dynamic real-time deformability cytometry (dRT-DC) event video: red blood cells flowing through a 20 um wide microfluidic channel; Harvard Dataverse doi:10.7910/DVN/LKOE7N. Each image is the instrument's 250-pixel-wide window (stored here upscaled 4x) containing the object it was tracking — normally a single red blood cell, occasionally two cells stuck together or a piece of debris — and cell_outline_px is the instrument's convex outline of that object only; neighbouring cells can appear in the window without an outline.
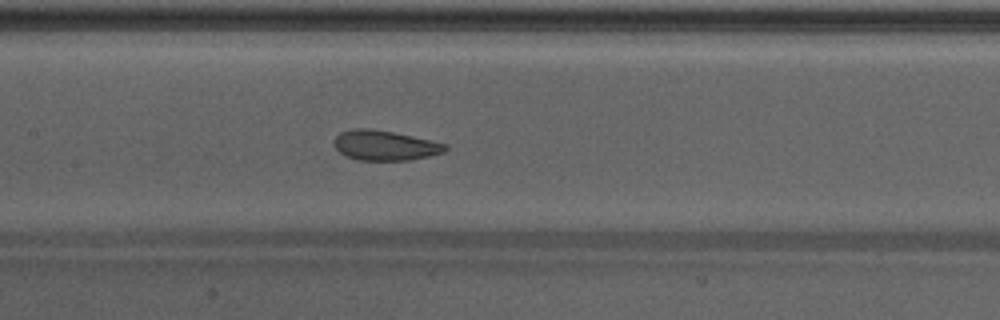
{"species": "Egyptian fruit bat (a non-hibernating species)", "species_latin": "Rousettus aegyptiacus", "temperature_condition": "warm", "stored_images_in_passage": 45, "camera_frame_rate_fps": 3000, "um_per_image_px": 0.085, "animal": {"sex": "male"}, "frame": {"image": 1, "passage_image": 20, "time_ms": 6.333, "image_size_px": [1000, 320], "cell_outline_px": [[448, 148], [444, 152], [412, 160], [356, 160], [344, 156], [332, 144], [332, 140], [340, 132], [356, 128], [368, 128], [392, 132], [412, 136], [448, 144]], "centroid_in_image_um": [32.68, 12.36], "position_along_channel_um": 174.7, "area_um2": 19.54}, "authors_computed_cell_mechanics": {"area_um2": 20.7502, "velocity_mm_per_s": 4.261, "shape_relaxation_time_tau1_ms": 5.4813, "shape_relaxation_time_tau2_ms": 0.8896, "deformation_change_tau1": 0.1163, "deformation_change_tau2": 0.0534}}